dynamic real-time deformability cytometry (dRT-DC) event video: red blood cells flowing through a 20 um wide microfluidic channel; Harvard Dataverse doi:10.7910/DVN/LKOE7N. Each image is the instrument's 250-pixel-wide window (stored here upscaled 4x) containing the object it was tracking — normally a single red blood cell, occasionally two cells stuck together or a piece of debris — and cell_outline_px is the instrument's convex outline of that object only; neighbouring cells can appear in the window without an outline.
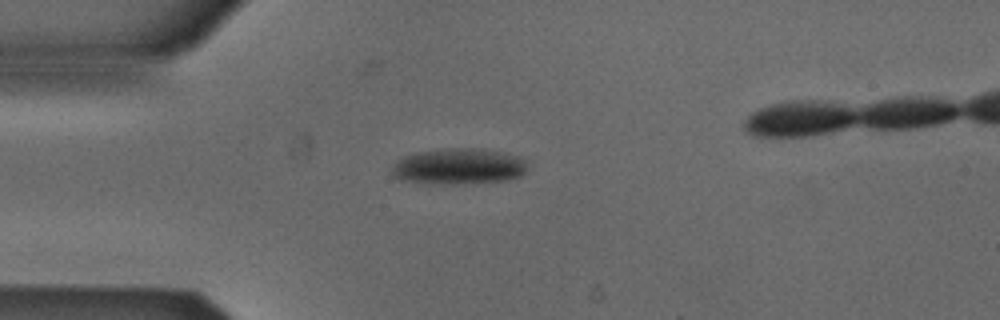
{"species": "Egyptian fruit bat (a non-hibernating species)", "species_latin": "Rousettus aegyptiacus", "temperature_condition": "cold", "stored_images_in_passage": 3, "camera_frame_rate_fps": 3000, "um_per_image_px": 0.085, "animal": {"sex": "male"}, "frame": {"image": 1, "passage_image": 3, "time_ms": 0.667, "image_size_px": [1000, 320], "cell_outline_px": [[524, 172], [520, 176], [508, 180], [464, 184], [424, 184], [400, 180], [392, 176], [392, 168], [404, 156], [420, 152], [452, 148], [472, 148], [500, 152], [520, 156], [524, 160]], "centroid_in_image_um": [38.96, 14.17], "position_along_channel_um": 46.0, "area_um2": 28.26}}